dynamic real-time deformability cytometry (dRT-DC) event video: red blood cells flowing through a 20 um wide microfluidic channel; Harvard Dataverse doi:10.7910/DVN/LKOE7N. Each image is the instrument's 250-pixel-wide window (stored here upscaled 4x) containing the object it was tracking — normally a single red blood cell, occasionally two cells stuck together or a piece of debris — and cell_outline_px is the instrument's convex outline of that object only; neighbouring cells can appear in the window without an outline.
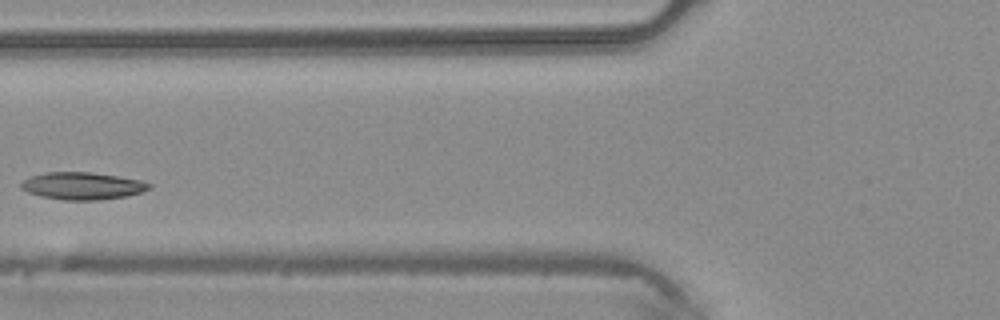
{"species": "common noctule bat (a hibernating species)", "species_latin": "Nyctalus noctula", "temperature_condition": "warm", "stored_images_in_passage": 3, "camera_frame_rate_fps": 3000, "um_per_image_px": 0.085, "animal": {"sex": "male", "body_mass_g": 20.4}, "frame": {"image": 1, "passage_image": 3, "time_ms": 0.667, "image_size_px": [1000, 320], "cell_outline_px": [[152, 188], [128, 196], [96, 200], [64, 200], [40, 196], [28, 192], [20, 188], [20, 184], [28, 176], [44, 172], [92, 172], [140, 180], [152, 184]], "centroid_in_image_um": [6.98, 15.79], "position_along_channel_um": 118.8, "area_um2": 20.46}}